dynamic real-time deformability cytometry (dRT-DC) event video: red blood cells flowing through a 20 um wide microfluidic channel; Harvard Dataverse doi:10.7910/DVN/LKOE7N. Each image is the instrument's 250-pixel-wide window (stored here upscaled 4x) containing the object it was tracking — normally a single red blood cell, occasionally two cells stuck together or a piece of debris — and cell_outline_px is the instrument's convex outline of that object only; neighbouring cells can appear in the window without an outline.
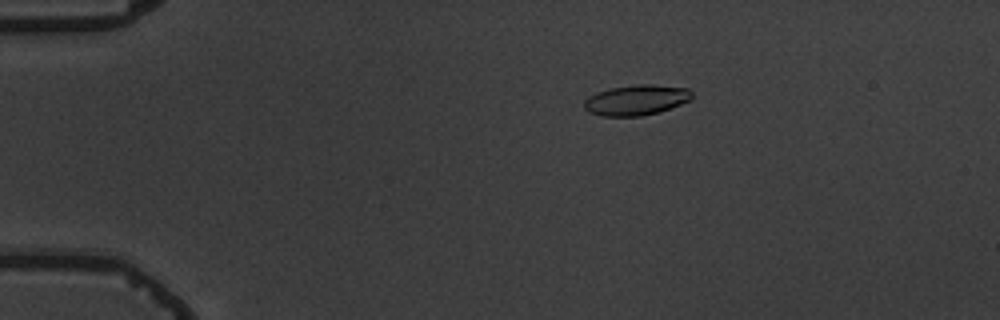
{"species": "common noctule bat (a hibernating species)", "species_latin": "Nyctalus noctula", "temperature_condition": "warm", "stored_images_in_passage": 8, "camera_frame_rate_fps": 3000, "um_per_image_px": 0.085, "animal": {"sex": "male", "body_mass_g": 19.5, "forearm_length_mm": 54.6}, "frame": {"image": 1, "passage_image": 4, "time_ms": 3.333, "image_size_px": [1000, 320], "cell_outline_px": [[692, 100], [656, 112], [640, 116], [604, 116], [588, 112], [584, 108], [584, 100], [588, 96], [596, 92], [612, 88], [636, 84], [652, 84], [688, 88], [692, 92]], "centroid_in_image_um": [54.06, 8.49], "position_along_channel_um": 30.9, "area_um2": 19.02}}
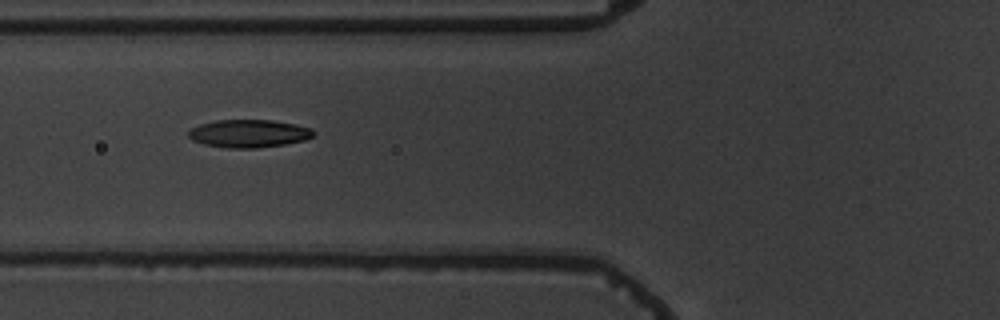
{"frame": {"image": 2, "passage_image": 7, "time_ms": 7.0, "image_size_px": [1000, 320], "cell_outline_px": [[316, 132], [312, 136], [304, 140], [284, 144], [256, 148], [228, 148], [204, 144], [192, 140], [188, 136], [188, 132], [192, 128], [200, 124], [216, 120], [272, 120], [296, 124], [312, 128]], "centroid_in_image_um": [21.16, 11.34], "position_along_channel_um": 104.6, "area_um2": 20.29}}
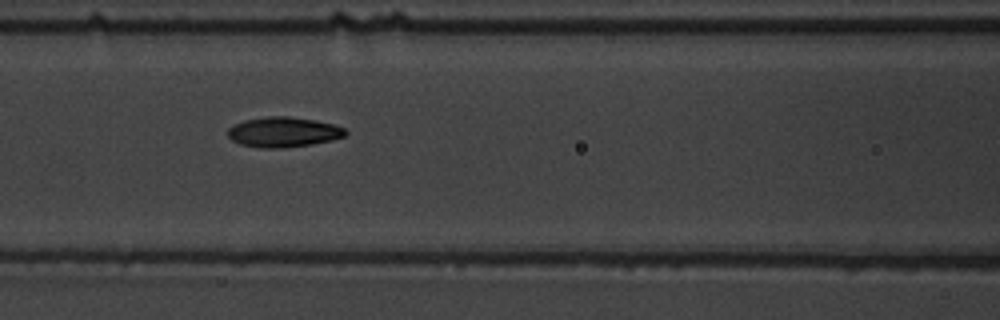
{"frame": {"image": 3, "passage_image": 8, "time_ms": 8.0, "image_size_px": [1000, 320], "cell_outline_px": [[348, 132], [344, 136], [332, 140], [312, 144], [284, 148], [260, 148], [240, 144], [232, 140], [228, 136], [228, 128], [244, 120], [268, 116], [288, 116], [316, 120], [332, 124], [344, 128]], "centroid_in_image_um": [24.09, 11.23], "position_along_channel_um": 142.5, "area_um2": 20.63}}